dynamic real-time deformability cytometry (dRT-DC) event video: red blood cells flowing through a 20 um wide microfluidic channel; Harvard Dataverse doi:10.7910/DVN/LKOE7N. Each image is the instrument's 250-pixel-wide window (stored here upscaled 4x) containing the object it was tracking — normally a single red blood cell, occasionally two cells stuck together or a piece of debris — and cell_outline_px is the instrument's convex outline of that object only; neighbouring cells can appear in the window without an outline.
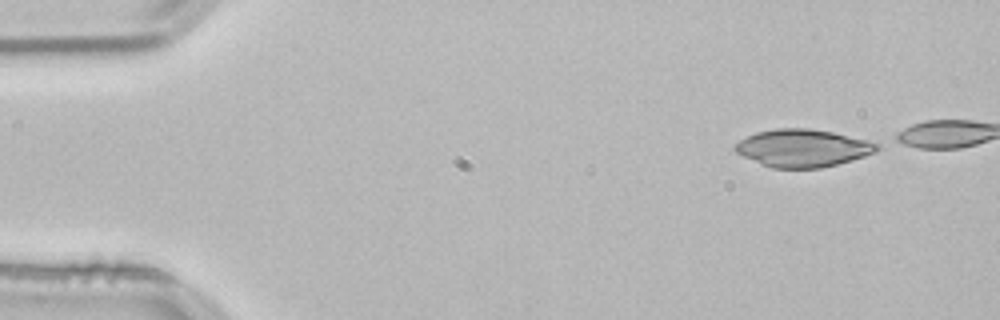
{"species": "common noctule bat (a hibernating species)", "species_latin": "Nyctalus noctula", "temperature_condition": "room temperature", "stored_images_in_passage": 40, "camera_frame_rate_fps": 3000, "um_per_image_px": 0.085, "animal": {"sex": "male", "body_mass_g": 21.5, "forearm_length_mm": 52.0}, "frame": {"image": 1, "passage_image": 1, "time_ms": 0.0, "image_size_px": [1000, 320], "cell_outline_px": [[880, 148], [876, 152], [852, 160], [820, 168], [772, 168], [744, 156], [736, 152], [732, 148], [740, 140], [756, 132], [776, 128], [808, 128], [832, 132], [868, 140], [880, 144]], "centroid_in_image_um": [68.25, 12.58], "position_along_channel_um": 16.7, "area_um2": 30.92}}